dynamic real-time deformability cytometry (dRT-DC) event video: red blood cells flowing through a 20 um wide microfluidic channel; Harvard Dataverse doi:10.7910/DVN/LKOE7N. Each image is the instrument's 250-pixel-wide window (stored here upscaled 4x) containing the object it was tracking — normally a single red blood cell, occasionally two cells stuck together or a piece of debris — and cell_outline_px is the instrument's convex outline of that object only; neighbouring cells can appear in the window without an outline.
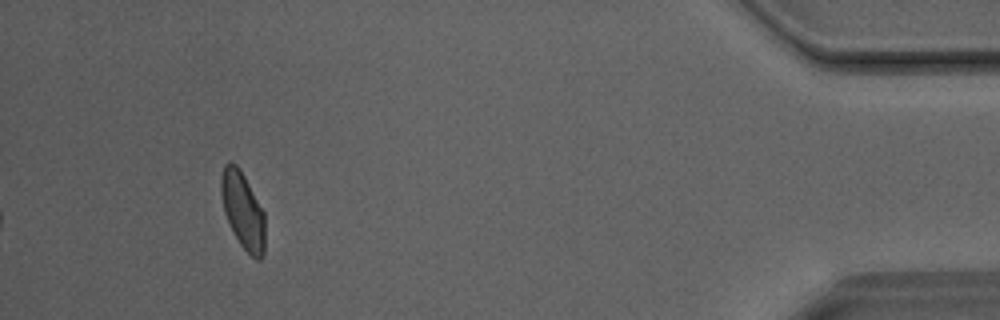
{"species": "Egyptian fruit bat (a non-hibernating species)", "species_latin": "Rousettus aegyptiacus", "temperature_condition": "room temperature", "stored_images_in_passage": 35, "camera_frame_rate_fps": 3000, "um_per_image_px": 0.085, "animal": {"sex": "male"}, "frame": {"image": 1, "passage_image": 35, "time_ms": 11.333, "image_size_px": [1000, 320], "cell_outline_px": [[264, 256], [260, 260], [256, 260], [240, 244], [224, 212], [220, 192], [220, 180], [224, 164], [236, 164], [240, 168], [264, 212]], "centroid_in_image_um": [20.64, 17.89], "position_along_channel_um": 414.6, "area_um2": 19.36}}